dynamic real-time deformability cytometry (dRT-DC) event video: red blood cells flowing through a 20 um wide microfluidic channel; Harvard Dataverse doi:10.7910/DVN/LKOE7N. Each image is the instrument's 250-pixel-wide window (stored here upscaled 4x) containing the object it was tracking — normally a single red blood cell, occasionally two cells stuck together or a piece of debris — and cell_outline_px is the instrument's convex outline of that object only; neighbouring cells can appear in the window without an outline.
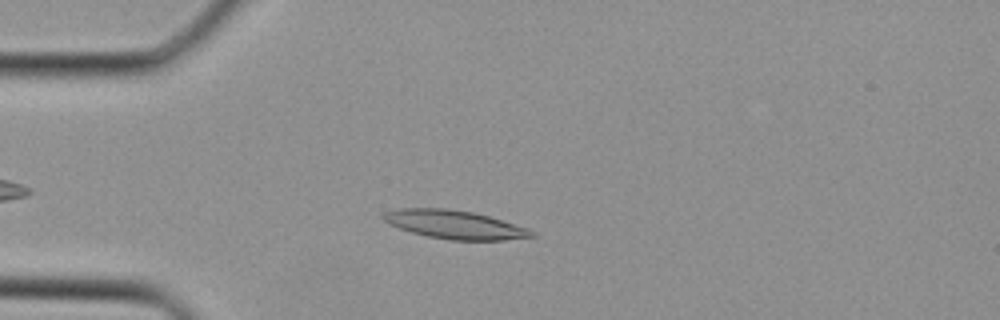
{"species": "Egyptian fruit bat (a non-hibernating species)", "species_latin": "Rousettus aegyptiacus", "temperature_condition": "cold", "stored_images_in_passage": 31, "camera_frame_rate_fps": 3000, "um_per_image_px": 0.085, "animal": {"sex": "female"}, "frame": {"image": 1, "passage_image": 5, "time_ms": 1.333, "image_size_px": [1000, 320], "cell_outline_px": [[536, 236], [504, 240], [452, 240], [428, 236], [412, 232], [388, 224], [380, 216], [384, 212], [400, 208], [448, 208], [472, 212], [488, 216], [528, 228], [536, 232]], "centroid_in_image_um": [38.64, 19.08], "position_along_channel_um": 46.4, "area_um2": 24.57}}
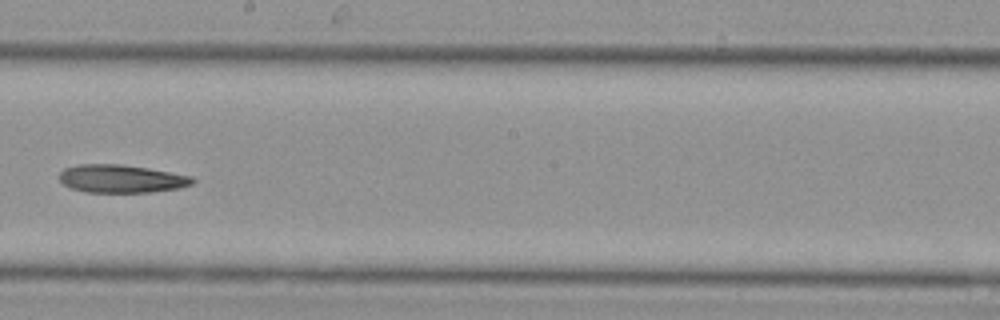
{"frame": {"image": 2, "passage_image": 16, "time_ms": 5.0, "image_size_px": [1000, 320], "cell_outline_px": [[196, 180], [192, 184], [180, 188], [152, 192], [84, 192], [72, 188], [64, 184], [60, 180], [60, 172], [64, 168], [80, 164], [120, 164], [148, 168], [192, 176]], "centroid_in_image_um": [10.33, 15.19], "position_along_channel_um": 237.9, "area_um2": 21.73}}
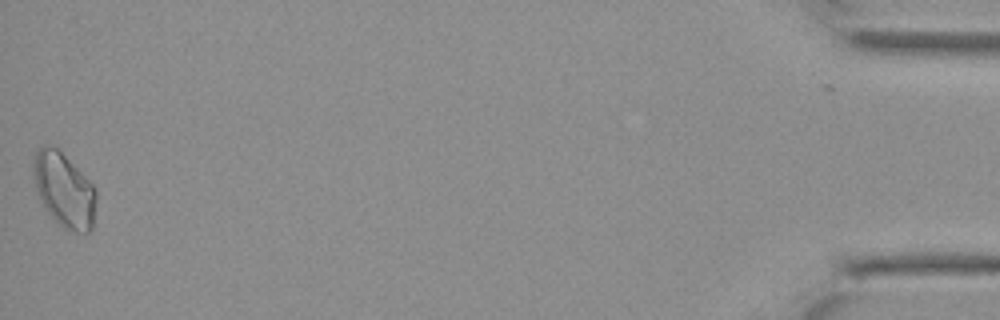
{"frame": {"image": 3, "passage_image": 31, "time_ms": 10.0, "image_size_px": [1000, 320], "cell_outline_px": [[96, 200], [92, 228], [88, 232], [76, 232], [64, 228], [56, 224], [48, 212], [36, 188], [32, 164], [36, 152], [40, 148], [48, 144], [56, 148], [92, 184], [96, 192]], "centroid_in_image_um": [5.45, 16.18], "position_along_channel_um": 429.8, "area_um2": 26.59}}